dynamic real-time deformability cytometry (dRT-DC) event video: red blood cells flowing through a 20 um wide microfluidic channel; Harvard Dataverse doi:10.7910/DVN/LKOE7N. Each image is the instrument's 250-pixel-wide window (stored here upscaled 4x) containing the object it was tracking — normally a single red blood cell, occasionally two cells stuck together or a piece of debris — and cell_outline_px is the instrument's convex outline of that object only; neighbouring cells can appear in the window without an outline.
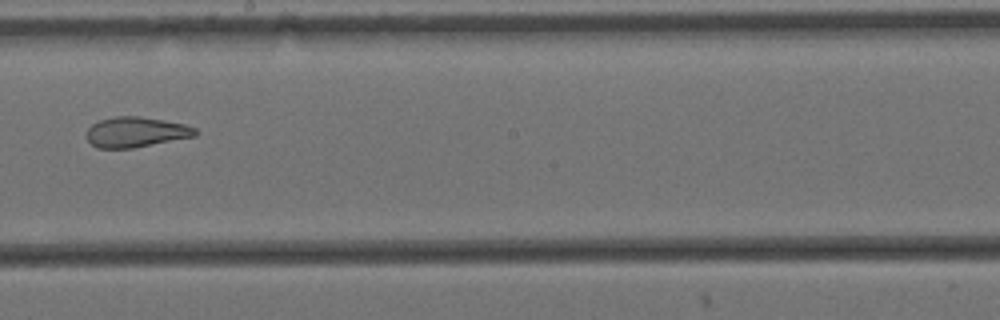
{"species": "Egyptian fruit bat (a non-hibernating species)", "species_latin": "Rousettus aegyptiacus", "temperature_condition": "cold", "stored_images_in_passage": 15, "camera_frame_rate_fps": 3000, "um_per_image_px": 0.085, "animal": {"sex": "female"}, "frame": {"image": 1, "passage_image": 7, "time_ms": 2.0, "image_size_px": [1000, 320], "cell_outline_px": [[200, 132], [196, 136], [132, 148], [96, 148], [84, 136], [88, 128], [92, 124], [100, 120], [116, 116], [140, 116], [184, 124], [196, 128]], "centroid_in_image_um": [11.54, 11.23], "position_along_channel_um": 236.7, "area_um2": 19.25}}
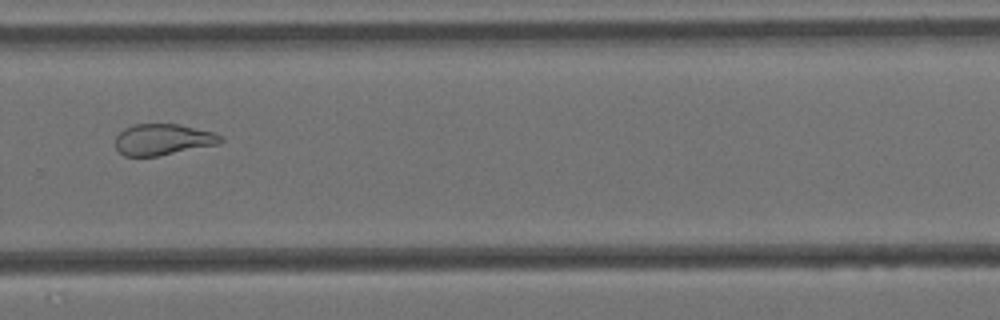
{"frame": {"image": 2, "passage_image": 9, "time_ms": 2.667, "image_size_px": [1000, 320], "cell_outline_px": [[224, 140], [220, 144], [160, 156], [124, 156], [116, 148], [116, 136], [124, 128], [132, 124], [180, 124], [212, 132], [224, 136]], "centroid_in_image_um": [13.88, 11.86], "position_along_channel_um": 315.9, "area_um2": 19.36}}
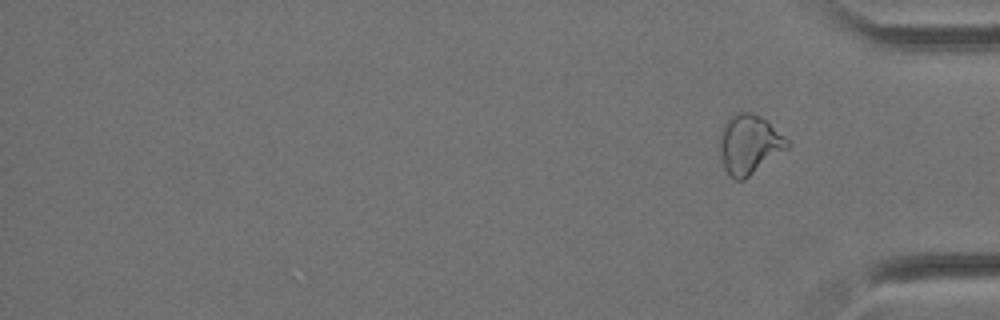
{"frame": {"image": 3, "passage_image": 15, "time_ms": 4.667, "image_size_px": [1000, 320], "cell_outline_px": [[792, 144], [788, 148], [744, 180], [736, 180], [724, 168], [720, 156], [720, 144], [724, 124], [736, 112], [752, 112], [768, 120]], "centroid_in_image_um": [63.72, 12.26], "position_along_channel_um": 371.5, "area_um2": 23.18}}